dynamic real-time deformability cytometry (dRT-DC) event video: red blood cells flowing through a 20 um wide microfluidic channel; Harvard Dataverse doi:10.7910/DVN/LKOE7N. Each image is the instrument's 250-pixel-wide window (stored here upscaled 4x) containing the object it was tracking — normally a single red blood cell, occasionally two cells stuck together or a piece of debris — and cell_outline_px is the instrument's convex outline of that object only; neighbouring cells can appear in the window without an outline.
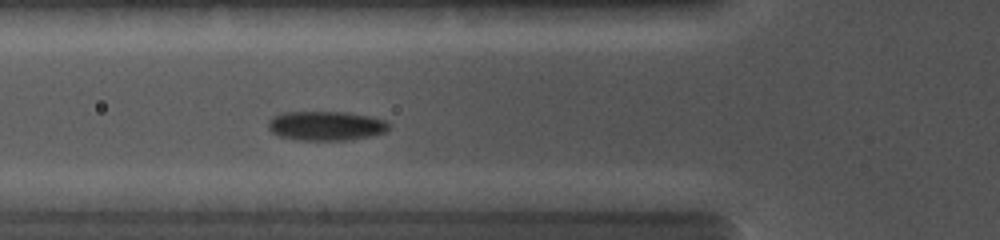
{"species": "common noctule bat (a hibernating species)", "species_latin": "Nyctalus noctula", "temperature_condition": "cold", "stored_images_in_passage": 12, "camera_frame_rate_fps": 5000, "um_per_image_px": 0.085, "animal": {"sex": "female", "body_mass_g": 19.0, "forearm_length_mm": 56.7}, "frame": {"image": 1, "passage_image": 7, "time_ms": 4.0, "image_size_px": [1000, 240], "cell_outline_px": [[392, 124], [384, 132], [368, 136], [348, 140], [296, 140], [276, 136], [268, 128], [268, 120], [272, 116], [284, 112], [348, 112], [372, 116], [384, 120]], "centroid_in_image_um": [27.67, 10.69], "position_along_channel_um": 98.1, "area_um2": 20.87}}